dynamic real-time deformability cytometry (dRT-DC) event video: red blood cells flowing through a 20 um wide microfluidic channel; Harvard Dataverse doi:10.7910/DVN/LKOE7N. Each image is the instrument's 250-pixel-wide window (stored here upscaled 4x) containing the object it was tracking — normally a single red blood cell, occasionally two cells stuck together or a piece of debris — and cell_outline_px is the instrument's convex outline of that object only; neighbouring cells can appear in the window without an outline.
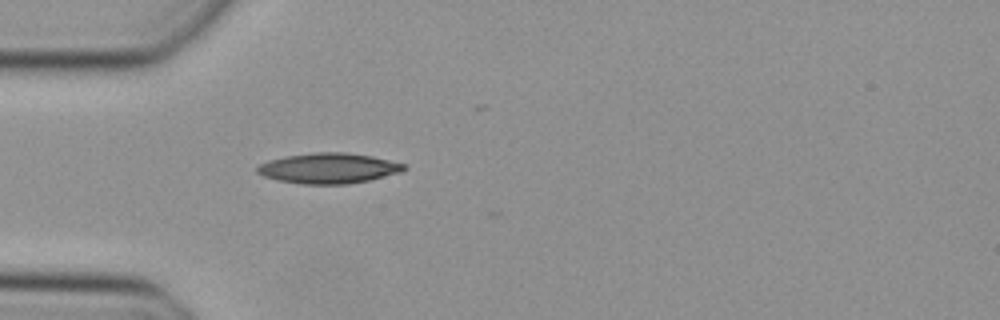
{"species": "Egyptian fruit bat (a non-hibernating species)", "species_latin": "Rousettus aegyptiacus", "temperature_condition": "cold", "stored_images_in_passage": 34, "camera_frame_rate_fps": 3000, "um_per_image_px": 0.085, "animal": {"sex": "female"}, "frame": {"image": 1, "passage_image": 1, "time_ms": 0.0, "image_size_px": [1000, 320], "cell_outline_px": [[408, 168], [400, 172], [368, 180], [348, 184], [300, 184], [276, 180], [264, 176], [256, 172], [256, 168], [260, 164], [268, 160], [284, 156], [312, 152], [348, 152], [372, 156], [404, 164]], "centroid_in_image_um": [27.89, 14.29], "position_along_channel_um": 57.1, "area_um2": 26.07}}
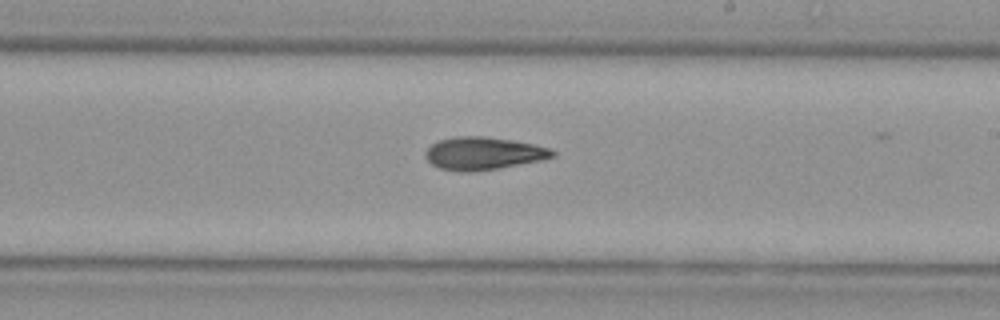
{"frame": {"image": 2, "passage_image": 15, "time_ms": 4.667, "image_size_px": [1000, 320], "cell_outline_px": [[556, 156], [540, 160], [496, 168], [468, 172], [460, 172], [440, 168], [432, 164], [424, 156], [424, 152], [432, 144], [440, 140], [456, 136], [484, 136], [512, 140], [552, 148], [556, 152]], "centroid_in_image_um": [41.08, 13.03], "position_along_channel_um": 247.9, "area_um2": 24.04}}
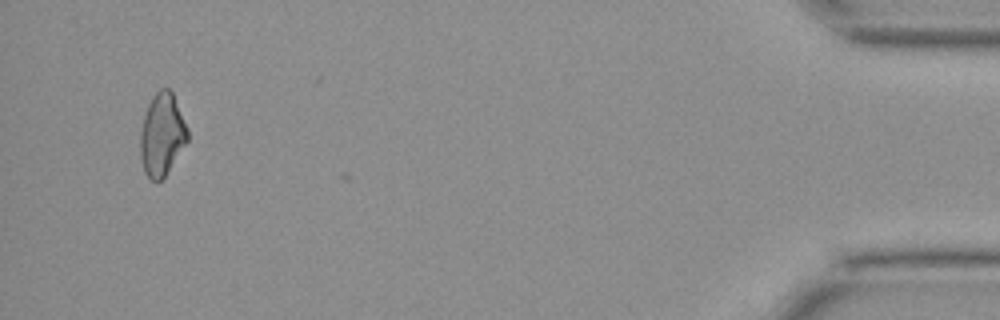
{"frame": {"image": 3, "passage_image": 33, "time_ms": 10.667, "image_size_px": [1000, 320], "cell_outline_px": [[188, 140], [164, 176], [156, 184], [144, 172], [140, 156], [140, 132], [144, 116], [148, 104], [152, 96], [160, 88], [168, 88], [172, 92], [188, 128]], "centroid_in_image_um": [13.75, 11.43], "position_along_channel_um": 421.4, "area_um2": 22.6}}